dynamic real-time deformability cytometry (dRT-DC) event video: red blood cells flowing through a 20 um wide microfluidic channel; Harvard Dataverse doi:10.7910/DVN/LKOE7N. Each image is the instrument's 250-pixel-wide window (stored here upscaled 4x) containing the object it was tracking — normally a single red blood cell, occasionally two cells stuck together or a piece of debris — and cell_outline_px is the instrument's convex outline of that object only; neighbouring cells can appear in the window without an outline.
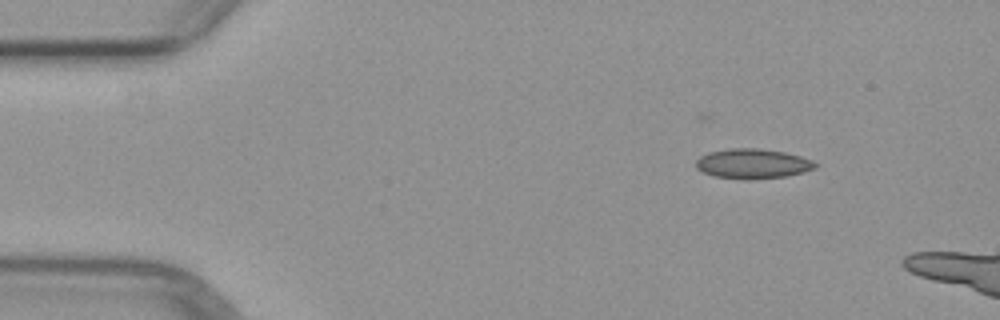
{"species": "common noctule bat (a hibernating species)", "species_latin": "Nyctalus noctula", "temperature_condition": "warm", "stored_images_in_passage": 3, "camera_frame_rate_fps": 3000, "um_per_image_px": 0.085, "animal": {"sex": "female", "body_mass_g": 29.2, "forearm_length_mm": 56.3}, "frame": {"image": 1, "passage_image": 1, "time_ms": 0.0, "image_size_px": [1000, 320], "cell_outline_px": [[820, 164], [816, 168], [804, 172], [784, 176], [752, 180], [744, 180], [712, 176], [696, 168], [696, 160], [700, 156], [708, 152], [728, 148], [756, 148], [784, 152], [800, 156], [812, 160]], "centroid_in_image_um": [63.97, 13.92], "position_along_channel_um": 21.0, "area_um2": 20.98}}